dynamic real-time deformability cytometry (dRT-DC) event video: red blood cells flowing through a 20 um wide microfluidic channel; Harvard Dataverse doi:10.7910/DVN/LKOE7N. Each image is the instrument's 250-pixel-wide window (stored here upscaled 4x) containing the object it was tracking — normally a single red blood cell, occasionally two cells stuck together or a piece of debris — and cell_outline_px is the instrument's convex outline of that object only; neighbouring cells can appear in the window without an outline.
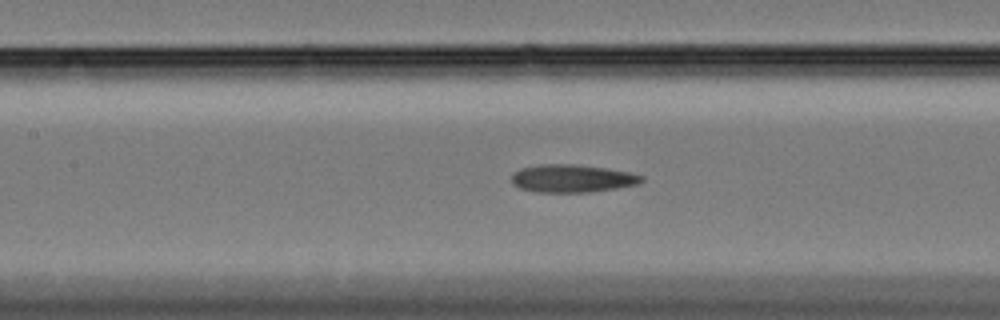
{"species": "Egyptian fruit bat (a non-hibernating species)", "species_latin": "Rousettus aegyptiacus", "temperature_condition": "cold", "stored_images_in_passage": 59, "camera_frame_rate_fps": 3000, "um_per_image_px": 0.085, "animal": {"sex": "female"}, "frame": {"image": 1, "passage_image": 26, "time_ms": 8.333, "image_size_px": [1000, 320], "cell_outline_px": [[644, 180], [636, 184], [616, 188], [588, 192], [536, 192], [520, 188], [512, 184], [512, 172], [520, 168], [540, 164], [572, 164], [604, 168], [628, 172], [644, 176]], "centroid_in_image_um": [48.58, 15.16], "position_along_channel_um": 158.8, "area_um2": 20.98}}
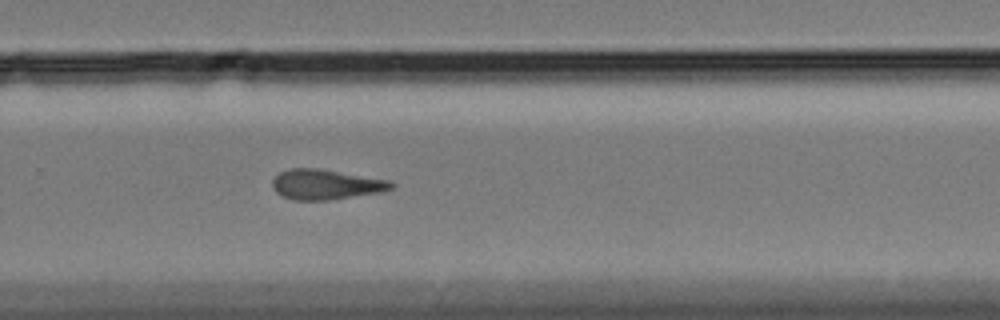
{"frame": {"image": 2, "passage_image": 39, "time_ms": 12.667, "image_size_px": [1000, 320], "cell_outline_px": [[396, 184], [392, 188], [380, 192], [328, 200], [296, 200], [284, 196], [276, 192], [272, 188], [272, 180], [280, 172], [292, 168], [320, 168], [388, 180]], "centroid_in_image_um": [27.68, 15.67], "position_along_channel_um": 302.1, "area_um2": 20.69}}
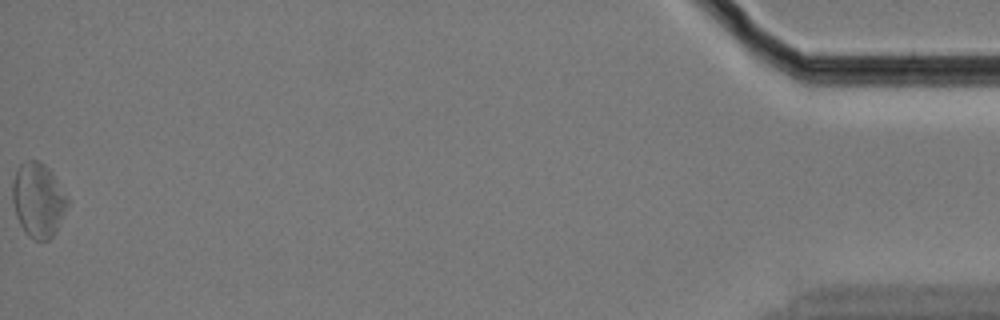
{"frame": {"image": 3, "passage_image": 59, "time_ms": 19.333, "image_size_px": [1000, 320], "cell_outline_px": [[68, 204], [56, 232], [48, 240], [32, 240], [28, 236], [20, 224], [16, 216], [12, 200], [12, 184], [16, 172], [20, 164], [28, 160], [36, 160], [44, 164], [52, 172], [68, 200]], "centroid_in_image_um": [3.23, 17.02], "position_along_channel_um": 432.0, "area_um2": 23.64}, "authors_computed_cell_mechanics": {"area_um2": 21.386, "velocity_mm_per_s": 3.325, "shape_relaxation_time_tau1_ms": null, "shape_relaxation_time_tau2_ms": 8.4521, "deformation_change_tau1": null, "deformation_change_tau2": 0.2021}}